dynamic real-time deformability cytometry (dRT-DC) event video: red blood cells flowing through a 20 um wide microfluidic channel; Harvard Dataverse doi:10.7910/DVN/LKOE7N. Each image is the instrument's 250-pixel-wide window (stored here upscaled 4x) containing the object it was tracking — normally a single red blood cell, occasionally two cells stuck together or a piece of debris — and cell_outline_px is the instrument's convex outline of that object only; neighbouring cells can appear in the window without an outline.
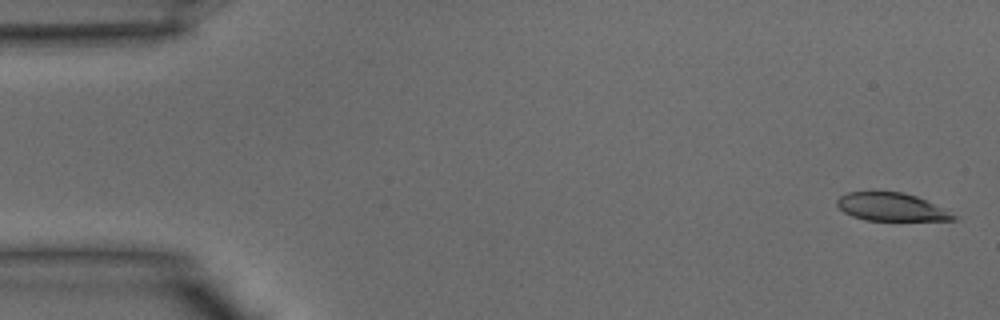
{"species": "common noctule bat (a hibernating species)", "species_latin": "Nyctalus noctula", "temperature_condition": "warm", "stored_images_in_passage": 7, "camera_frame_rate_fps": 3000, "um_per_image_px": 0.085, "animal": {"sex": "male", "body_mass_g": 15.6}, "frame": {"image": 1, "passage_image": 1, "time_ms": 0.0, "image_size_px": [1000, 320], "cell_outline_px": [[956, 220], [864, 220], [852, 216], [844, 212], [836, 204], [836, 200], [840, 196], [848, 192], [900, 192], [916, 196], [956, 216]], "centroid_in_image_um": [75.68, 17.59], "position_along_channel_um": 9.3, "area_um2": 18.5}}